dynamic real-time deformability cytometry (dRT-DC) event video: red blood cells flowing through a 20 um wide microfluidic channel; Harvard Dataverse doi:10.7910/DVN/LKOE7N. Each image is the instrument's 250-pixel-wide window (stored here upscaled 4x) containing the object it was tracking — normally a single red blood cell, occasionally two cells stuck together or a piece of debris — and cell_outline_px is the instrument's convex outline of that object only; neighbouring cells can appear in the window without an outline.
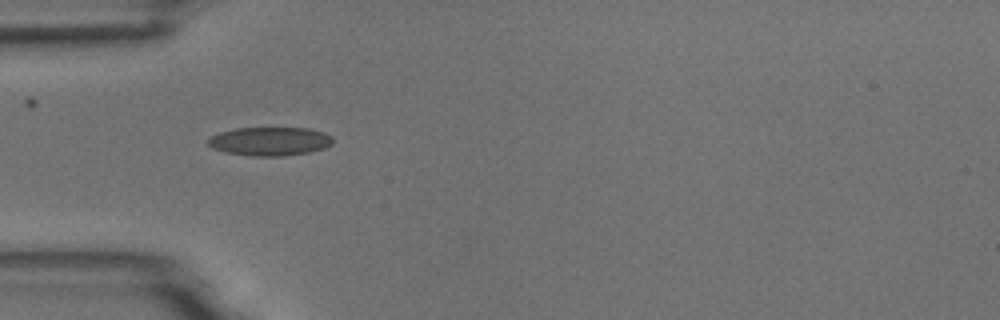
{"species": "common noctule bat (a hibernating species)", "species_latin": "Nyctalus noctula", "temperature_condition": "room temperature", "stored_images_in_passage": 39, "camera_frame_rate_fps": 3000, "um_per_image_px": 0.085, "animal": {"sex": "male", "body_mass_g": 18.8}, "frame": {"image": 1, "passage_image": 1, "time_ms": 0.0, "image_size_px": [1000, 320], "cell_outline_px": [[332, 144], [324, 148], [308, 152], [284, 156], [252, 156], [228, 152], [212, 148], [208, 144], [208, 140], [212, 136], [220, 132], [236, 128], [308, 128], [324, 132], [332, 136]], "centroid_in_image_um": [22.96, 12.01], "position_along_channel_um": 62.0, "area_um2": 20.69}}
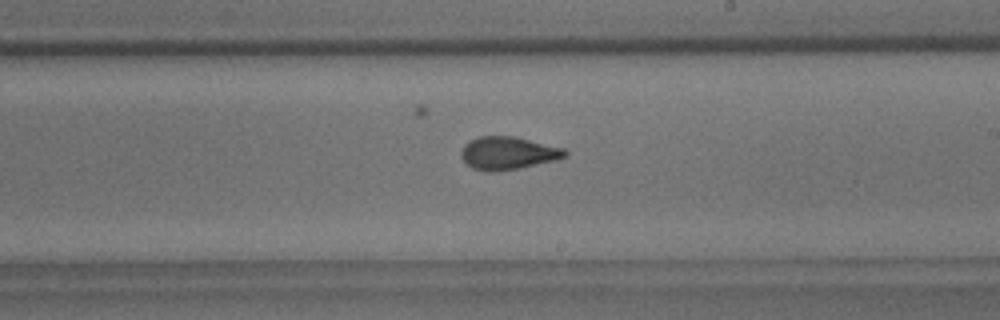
{"frame": {"image": 2, "passage_image": 16, "time_ms": 5.0, "image_size_px": [1000, 320], "cell_outline_px": [[568, 156], [556, 160], [520, 168], [492, 172], [488, 172], [472, 168], [460, 156], [460, 152], [464, 144], [480, 136], [516, 136], [564, 148], [568, 152]], "centroid_in_image_um": [43.2, 13.01], "position_along_channel_um": 245.8, "area_um2": 20.0}}
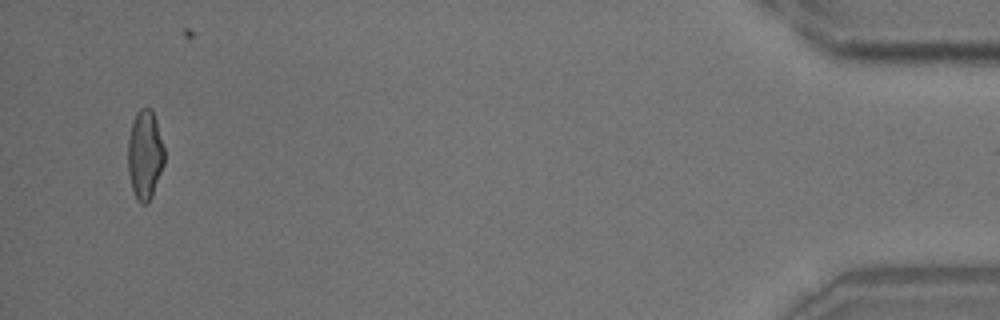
{"frame": {"image": 3, "passage_image": 37, "time_ms": 12.0, "image_size_px": [1000, 320], "cell_outline_px": [[164, 164], [152, 196], [148, 204], [140, 204], [136, 200], [132, 188], [128, 172], [128, 140], [132, 124], [136, 112], [140, 108], [152, 108], [156, 120], [164, 148]], "centroid_in_image_um": [12.32, 13.18], "position_along_channel_um": 422.9, "area_um2": 19.02}, "authors_computed_cell_mechanics": {"area_um2": 19.4208, "velocity_mm_per_s": 3.692, "shape_relaxation_time_tau1_ms": 5.7333, "shape_relaxation_time_tau2_ms": 1.388, "deformation_change_tau1": 0.1588, "deformation_change_tau2": 0.0835}}